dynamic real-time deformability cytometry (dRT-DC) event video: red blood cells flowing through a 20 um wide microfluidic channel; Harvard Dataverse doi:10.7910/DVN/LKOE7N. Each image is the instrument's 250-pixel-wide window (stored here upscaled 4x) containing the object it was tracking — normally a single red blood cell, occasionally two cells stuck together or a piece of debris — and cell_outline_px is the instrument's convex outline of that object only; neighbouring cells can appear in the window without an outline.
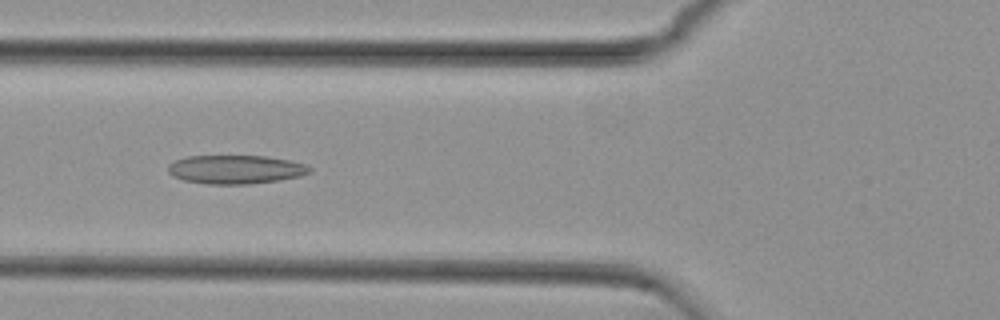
{"species": "common noctule bat (a hibernating species)", "species_latin": "Nyctalus noctula", "temperature_condition": "cold", "stored_images_in_passage": 47, "camera_frame_rate_fps": 3000, "um_per_image_px": 0.085, "animal": {"sex": "female", "body_mass_g": 29.2, "forearm_length_mm": 56.3}, "frame": {"image": 1, "passage_image": 13, "time_ms": 4.0, "image_size_px": [1000, 320], "cell_outline_px": [[312, 172], [300, 176], [280, 180], [248, 184], [208, 184], [184, 180], [172, 176], [168, 172], [168, 164], [172, 160], [188, 156], [264, 156], [288, 160], [304, 164], [312, 168]], "centroid_in_image_um": [20.0, 14.4], "position_along_channel_um": 105.8, "area_um2": 23.76}}
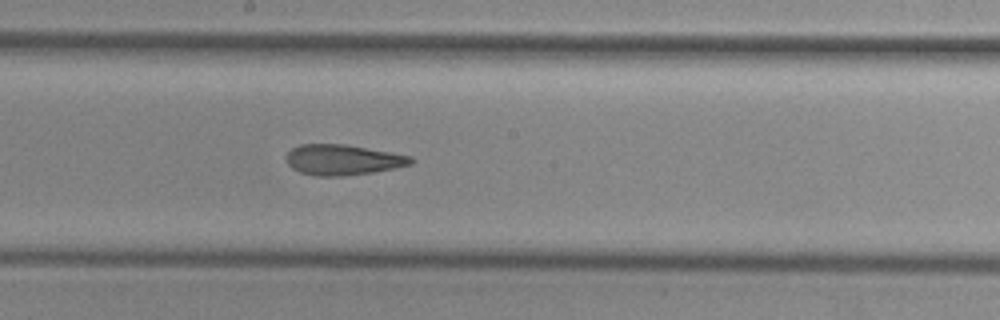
{"frame": {"image": 2, "passage_image": 22, "time_ms": 7.0, "image_size_px": [1000, 320], "cell_outline_px": [[416, 160], [412, 164], [396, 168], [372, 172], [344, 176], [316, 176], [300, 172], [292, 168], [288, 164], [284, 156], [292, 148], [300, 144], [344, 144], [412, 156]], "centroid_in_image_um": [29.13, 13.58], "position_along_channel_um": 219.1, "area_um2": 22.25}}
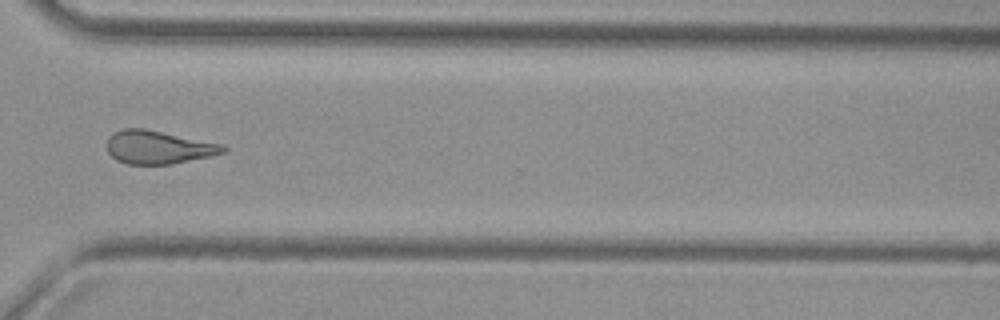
{"frame": {"image": 3, "passage_image": 33, "time_ms": 10.667, "image_size_px": [1000, 320], "cell_outline_px": [[228, 148], [224, 152], [208, 156], [172, 164], [128, 164], [116, 160], [108, 152], [108, 136], [112, 132], [124, 128], [144, 128], [224, 144]], "centroid_in_image_um": [13.44, 12.5], "position_along_channel_um": 357.2, "area_um2": 22.48}, "authors_computed_cell_mechanics": {"area_um2": 22.8888, "velocity_mm_per_s": 3.7659, "shape_relaxation_time_tau1_ms": null, "shape_relaxation_time_tau2_ms": 3.1878, "deformation_change_tau1": null, "deformation_change_tau2": 0.1203}}